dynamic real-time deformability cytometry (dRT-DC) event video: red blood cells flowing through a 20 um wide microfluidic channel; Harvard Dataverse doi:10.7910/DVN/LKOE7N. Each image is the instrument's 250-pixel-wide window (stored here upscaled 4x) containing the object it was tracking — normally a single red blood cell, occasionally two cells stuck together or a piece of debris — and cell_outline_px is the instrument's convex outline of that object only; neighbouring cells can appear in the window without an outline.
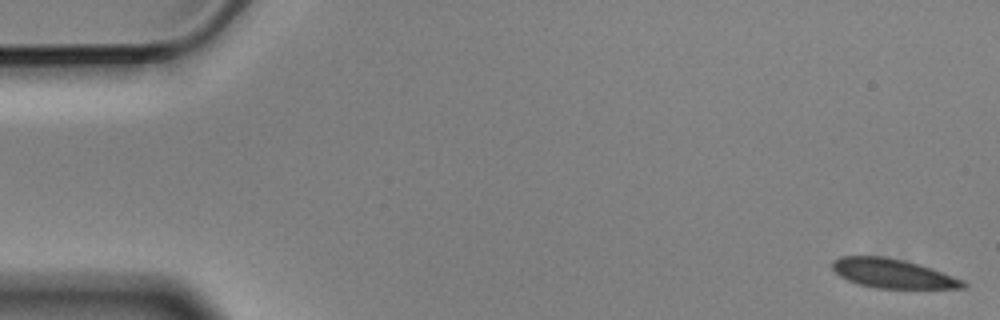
{"species": "Egyptian fruit bat (a non-hibernating species)", "species_latin": "Rousettus aegyptiacus", "temperature_condition": "cold", "stored_images_in_passage": 3, "camera_frame_rate_fps": 3000, "um_per_image_px": 0.085, "animal": {"sex": "male"}, "frame": {"image": 1, "passage_image": 1, "time_ms": 0.0, "image_size_px": [1000, 320], "cell_outline_px": [[968, 284], [964, 288], [876, 288], [860, 284], [848, 280], [840, 276], [832, 268], [832, 260], [840, 256], [884, 256], [932, 268], [964, 280]], "centroid_in_image_um": [75.87, 23.24], "position_along_channel_um": 9.1, "area_um2": 22.02}}